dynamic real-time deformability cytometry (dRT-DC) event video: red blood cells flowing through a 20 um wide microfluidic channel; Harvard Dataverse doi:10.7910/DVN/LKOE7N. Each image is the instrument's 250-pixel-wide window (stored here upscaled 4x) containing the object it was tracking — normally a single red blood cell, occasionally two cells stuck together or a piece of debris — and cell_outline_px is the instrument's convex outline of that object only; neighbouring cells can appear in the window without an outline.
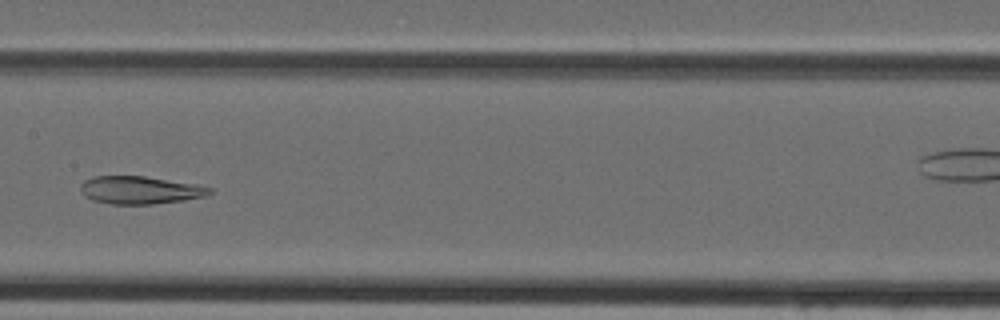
{"species": "Egyptian fruit bat (a non-hibernating species)", "species_latin": "Rousettus aegyptiacus", "temperature_condition": "cold", "stored_images_in_passage": 39, "camera_frame_rate_fps": 3000, "um_per_image_px": 0.085, "animal": {"sex": "female"}, "frame": {"image": 1, "passage_image": 16, "time_ms": 5.0, "image_size_px": [1000, 320], "cell_outline_px": [[212, 192], [204, 196], [184, 200], [152, 204], [112, 204], [92, 200], [84, 196], [80, 192], [80, 184], [84, 180], [92, 176], [144, 176], [212, 188]], "centroid_in_image_um": [11.8, 16.16], "position_along_channel_um": 195.6, "area_um2": 20.63}}
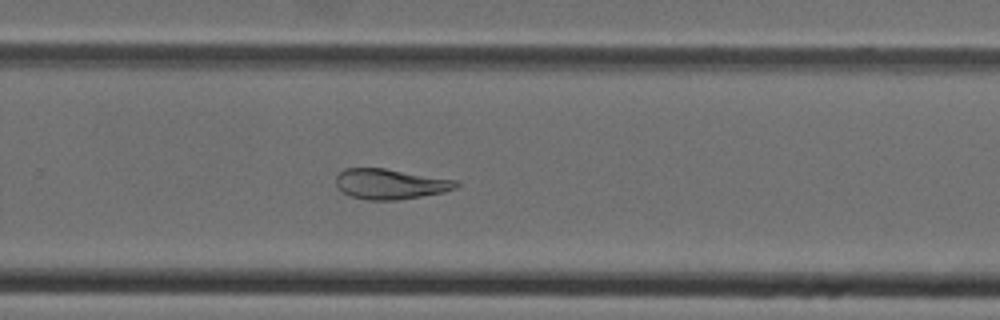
{"frame": {"image": 2, "passage_image": 23, "time_ms": 7.333, "image_size_px": [1000, 320], "cell_outline_px": [[460, 184], [456, 188], [444, 192], [396, 200], [368, 200], [352, 196], [344, 192], [336, 184], [336, 176], [344, 168], [384, 168], [456, 180]], "centroid_in_image_um": [33.18, 15.63], "position_along_channel_um": 296.6, "area_um2": 20.98}}
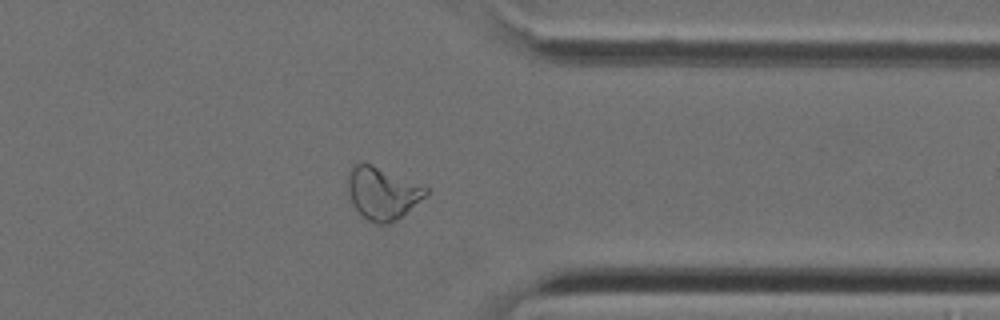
{"frame": {"image": 3, "passage_image": 29, "time_ms": 9.333, "image_size_px": [1000, 320], "cell_outline_px": [[428, 192], [424, 196], [400, 216], [388, 224], [376, 224], [360, 216], [352, 204], [348, 192], [348, 176], [352, 168], [356, 164], [372, 164], [428, 188]], "centroid_in_image_um": [32.45, 16.44], "position_along_channel_um": 379.0, "area_um2": 23.18}}